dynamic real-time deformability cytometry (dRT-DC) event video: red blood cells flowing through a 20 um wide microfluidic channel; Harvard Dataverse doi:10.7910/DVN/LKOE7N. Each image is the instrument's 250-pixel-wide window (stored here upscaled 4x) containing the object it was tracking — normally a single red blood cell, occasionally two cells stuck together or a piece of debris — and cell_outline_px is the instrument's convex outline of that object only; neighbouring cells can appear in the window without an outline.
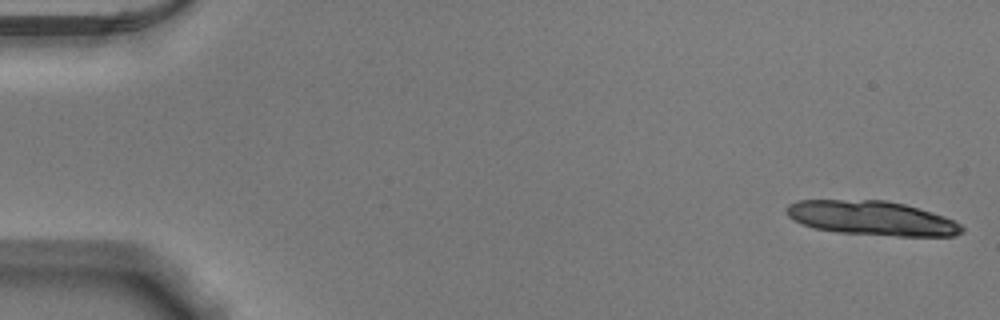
{"species": "Egyptian fruit bat (a non-hibernating species)", "species_latin": "Rousettus aegyptiacus", "temperature_condition": "warm", "stored_images_in_passage": 15, "camera_frame_rate_fps": 3000, "um_per_image_px": 0.085, "animal": {"sex": "male"}, "frame": {"image": 1, "passage_image": 1, "time_ms": 0.0, "image_size_px": [1000, 320], "cell_outline_px": [[964, 232], [956, 236], [896, 236], [836, 232], [812, 228], [800, 224], [792, 220], [788, 216], [784, 208], [788, 204], [796, 200], [888, 200], [904, 204], [932, 212], [944, 216], [960, 224], [964, 228]], "centroid_in_image_um": [74.06, 18.54], "position_along_channel_um": 10.9, "area_um2": 35.49}}